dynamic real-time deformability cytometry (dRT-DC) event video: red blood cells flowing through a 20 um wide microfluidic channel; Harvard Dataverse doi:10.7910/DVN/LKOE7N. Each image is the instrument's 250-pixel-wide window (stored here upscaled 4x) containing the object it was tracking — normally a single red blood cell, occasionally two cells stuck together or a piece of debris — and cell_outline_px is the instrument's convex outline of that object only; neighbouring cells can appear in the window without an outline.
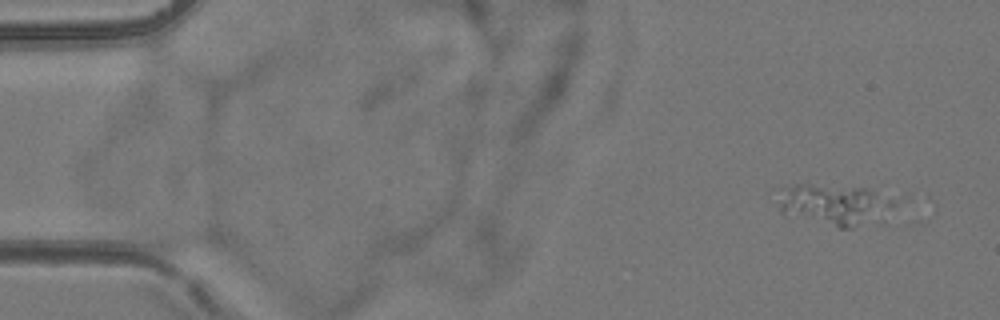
{"species": "common noctule bat (a hibernating species)", "species_latin": "Nyctalus noctula", "temperature_condition": "room temperature", "stored_images_in_passage": 4, "camera_frame_rate_fps": 3000, "um_per_image_px": 0.085, "animal": {"sex": "female", "body_mass_g": 24.6, "forearm_length_mm": 56.2}, "frame": {"image": 1, "passage_image": 1, "time_ms": 0.0, "image_size_px": [1000, 320], "cell_outline_px": [[916, 196], [852, 228], [840, 228], [780, 212], [780, 188], [796, 184], [812, 184], [864, 188], [912, 192]], "centroid_in_image_um": [71.29, 17.28], "position_along_channel_um": 13.7, "area_um2": 29.02}}